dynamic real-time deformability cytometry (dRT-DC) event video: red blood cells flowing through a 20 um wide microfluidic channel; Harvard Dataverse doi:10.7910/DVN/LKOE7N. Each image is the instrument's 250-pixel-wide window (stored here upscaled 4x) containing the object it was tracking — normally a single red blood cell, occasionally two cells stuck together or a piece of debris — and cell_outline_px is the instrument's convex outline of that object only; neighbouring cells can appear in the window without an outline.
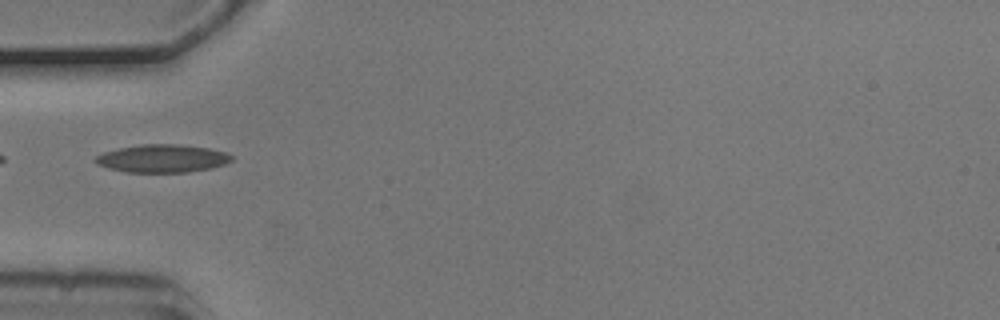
{"species": "common noctule bat (a hibernating species)", "species_latin": "Nyctalus noctula", "temperature_condition": "cold", "stored_images_in_passage": 5, "camera_frame_rate_fps": 3000, "um_per_image_px": 0.085, "animal": {"sex": "male", "body_mass_g": 20.5, "forearm_length_mm": 52.5}, "frame": {"image": 1, "passage_image": 5, "time_ms": 1.333, "image_size_px": [1000, 320], "cell_outline_px": [[232, 160], [224, 164], [212, 168], [188, 172], [124, 172], [108, 168], [96, 164], [92, 160], [96, 156], [104, 152], [120, 148], [144, 144], [176, 144], [208, 148], [224, 152], [232, 156]], "centroid_in_image_um": [13.76, 13.48], "position_along_channel_um": 71.2, "area_um2": 22.08}}